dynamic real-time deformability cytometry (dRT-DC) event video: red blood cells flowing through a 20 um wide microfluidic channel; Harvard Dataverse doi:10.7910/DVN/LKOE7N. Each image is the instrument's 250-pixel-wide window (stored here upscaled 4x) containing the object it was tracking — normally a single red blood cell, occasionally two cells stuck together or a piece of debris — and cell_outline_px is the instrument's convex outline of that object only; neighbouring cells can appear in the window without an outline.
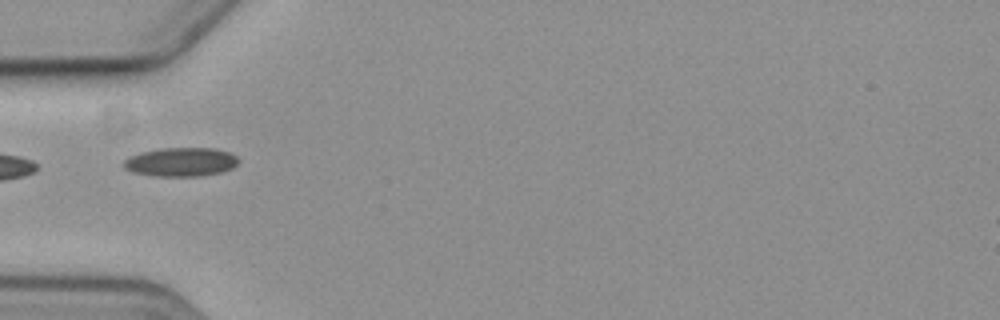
{"species": "common noctule bat (a hibernating species)", "species_latin": "Nyctalus noctula", "temperature_condition": "cold", "stored_images_in_passage": 6, "camera_frame_rate_fps": 3000, "um_per_image_px": 0.085, "animal": {"sex": "female", "body_mass_g": 19.3, "forearm_length_mm": 54.1}, "frame": {"image": 1, "passage_image": 2, "time_ms": 1.333, "image_size_px": [1000, 320], "cell_outline_px": [[240, 160], [232, 168], [220, 172], [200, 176], [156, 176], [132, 172], [124, 168], [124, 160], [132, 156], [144, 152], [164, 148], [216, 148], [232, 152]], "centroid_in_image_um": [15.43, 13.77], "position_along_channel_um": 69.6, "area_um2": 19.19}}
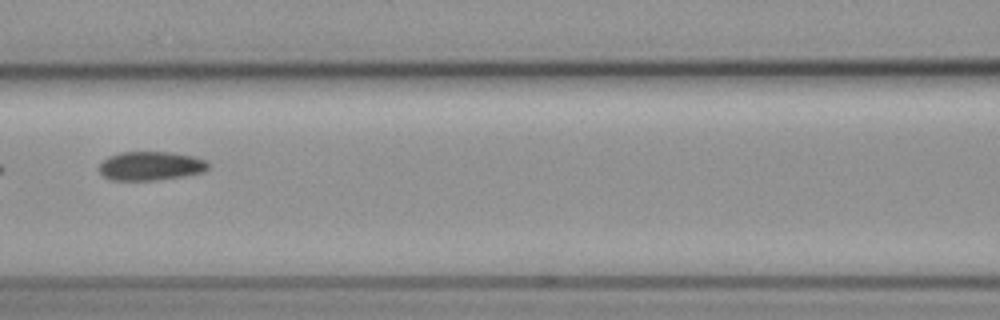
{"frame": {"image": 2, "passage_image": 4, "time_ms": 3.667, "image_size_px": [1000, 320], "cell_outline_px": [[208, 168], [204, 172], [184, 176], [156, 180], [108, 180], [96, 168], [108, 156], [120, 152], [172, 152], [192, 156], [208, 160]], "centroid_in_image_um": [12.79, 14.1], "position_along_channel_um": 153.8, "area_um2": 18.55}}
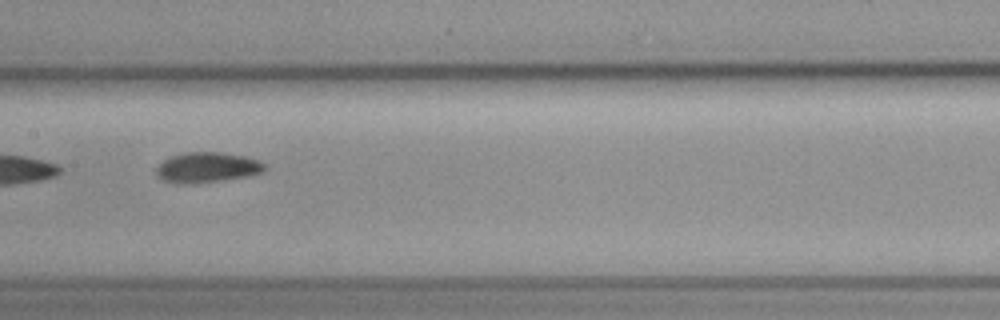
{"frame": {"image": 3, "passage_image": 5, "time_ms": 4.667, "image_size_px": [1000, 320], "cell_outline_px": [[268, 168], [264, 172], [244, 176], [216, 180], [184, 184], [176, 184], [160, 180], [156, 176], [156, 168], [164, 160], [172, 156], [184, 152], [220, 152], [248, 156], [260, 160]], "centroid_in_image_um": [17.6, 14.22], "position_along_channel_um": 189.8, "area_um2": 19.13}}